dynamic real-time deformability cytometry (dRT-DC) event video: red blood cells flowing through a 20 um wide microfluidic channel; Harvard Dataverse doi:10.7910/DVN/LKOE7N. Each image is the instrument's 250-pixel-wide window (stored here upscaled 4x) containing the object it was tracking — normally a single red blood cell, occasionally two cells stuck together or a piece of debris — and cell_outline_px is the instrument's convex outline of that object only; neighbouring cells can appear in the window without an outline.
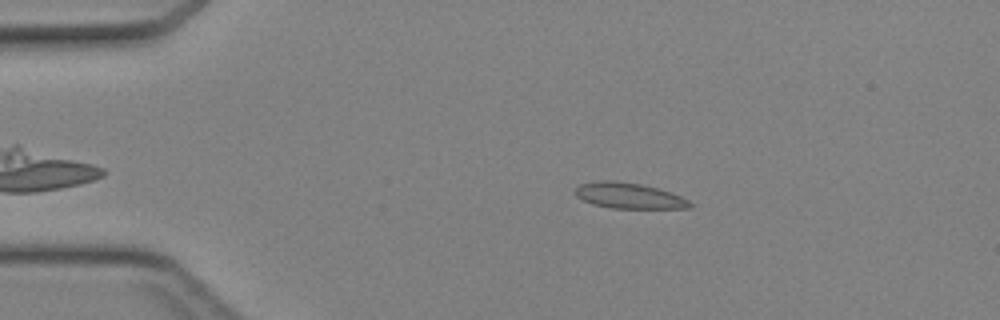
{"species": "Egyptian fruit bat (a non-hibernating species)", "species_latin": "Rousettus aegyptiacus", "temperature_condition": "cold", "stored_images_in_passage": 38, "camera_frame_rate_fps": 3000, "um_per_image_px": 0.085, "animal": {"sex": "female"}, "frame": {"image": 1, "passage_image": 8, "time_ms": 2.333, "image_size_px": [1000, 320], "cell_outline_px": [[696, 204], [692, 208], [612, 208], [592, 204], [576, 196], [576, 188], [580, 184], [596, 180], [616, 180], [640, 184], [656, 188], [680, 196]], "centroid_in_image_um": [53.47, 16.63], "position_along_channel_um": 31.5, "area_um2": 17.17}}
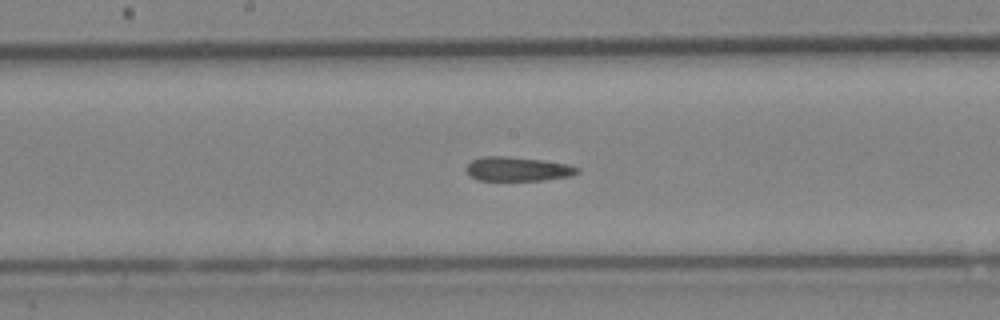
{"frame": {"image": 2, "passage_image": 23, "time_ms": 7.333, "image_size_px": [1000, 320], "cell_outline_px": [[580, 172], [568, 176], [544, 180], [480, 180], [472, 176], [464, 168], [472, 160], [480, 156], [504, 156], [544, 160], [568, 164], [580, 168]], "centroid_in_image_um": [44.01, 14.35], "position_along_channel_um": 204.2, "area_um2": 15.61}}
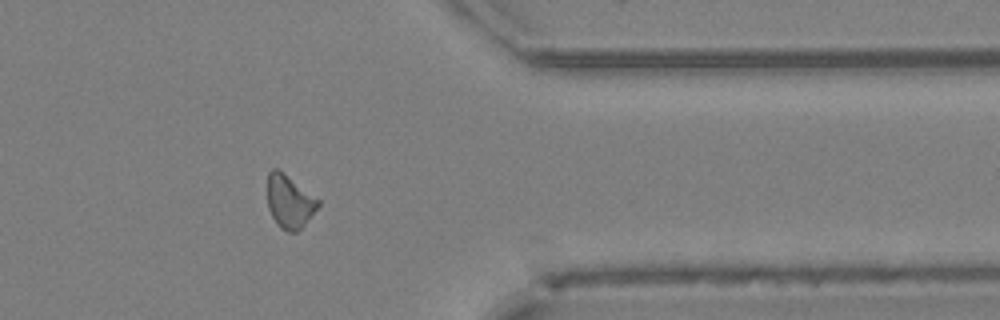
{"frame": {"image": 3, "passage_image": 36, "time_ms": 11.667, "image_size_px": [1000, 320], "cell_outline_px": [[320, 204], [304, 224], [296, 232], [288, 232], [280, 228], [276, 224], [268, 208], [268, 172], [272, 168], [276, 168], [320, 200]], "centroid_in_image_um": [24.58, 17.15], "position_along_channel_um": 386.8, "area_um2": 15.37}}